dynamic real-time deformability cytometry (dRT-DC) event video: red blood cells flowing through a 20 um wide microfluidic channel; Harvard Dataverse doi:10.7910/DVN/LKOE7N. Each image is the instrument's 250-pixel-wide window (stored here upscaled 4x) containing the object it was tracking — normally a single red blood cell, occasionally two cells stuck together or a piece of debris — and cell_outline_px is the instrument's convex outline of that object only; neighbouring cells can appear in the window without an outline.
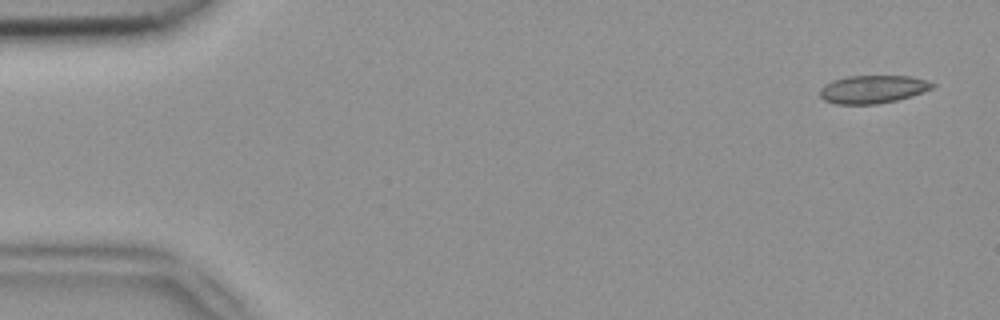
{"species": "common noctule bat (a hibernating species)", "species_latin": "Nyctalus noctula", "temperature_condition": "room temperature", "stored_images_in_passage": 12, "camera_frame_rate_fps": 3000, "um_per_image_px": 0.085, "animal": {"sex": "female", "body_mass_g": 18.4}, "frame": {"image": 1, "passage_image": 1, "time_ms": 0.0, "image_size_px": [1000, 320], "cell_outline_px": [[936, 84], [932, 88], [924, 92], [912, 96], [896, 100], [876, 104], [836, 104], [824, 100], [820, 96], [820, 88], [824, 84], [832, 80], [848, 76], [908, 76], [928, 80]], "centroid_in_image_um": [74.18, 7.58], "position_along_channel_um": 10.8, "area_um2": 18.44}}
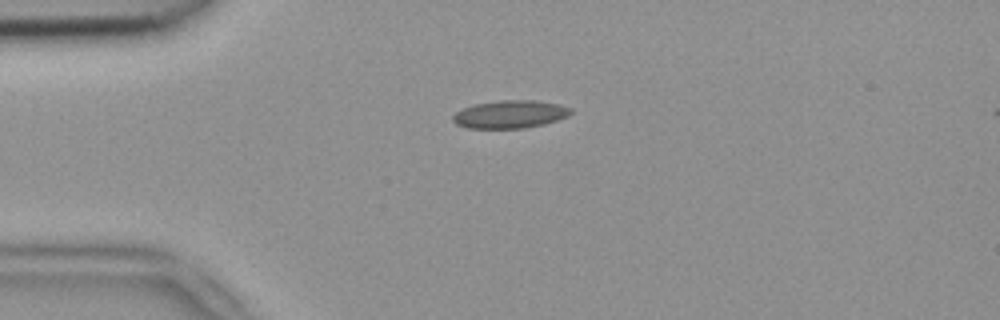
{"frame": {"image": 2, "passage_image": 11, "time_ms": 3.333, "image_size_px": [1000, 320], "cell_outline_px": [[572, 112], [568, 116], [544, 124], [524, 128], [468, 128], [456, 124], [452, 120], [452, 116], [456, 112], [464, 108], [476, 104], [500, 100], [532, 100], [556, 104], [572, 108]], "centroid_in_image_um": [43.34, 9.72], "position_along_channel_um": 41.7, "area_um2": 18.96}}